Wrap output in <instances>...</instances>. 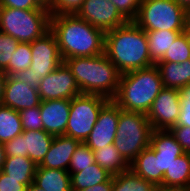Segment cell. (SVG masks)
Wrapping results in <instances>:
<instances>
[{
	"mask_svg": "<svg viewBox=\"0 0 190 191\" xmlns=\"http://www.w3.org/2000/svg\"><path fill=\"white\" fill-rule=\"evenodd\" d=\"M72 191H112V176L104 183H99L88 187L84 190H72Z\"/></svg>",
	"mask_w": 190,
	"mask_h": 191,
	"instance_id": "cell-41",
	"label": "cell"
},
{
	"mask_svg": "<svg viewBox=\"0 0 190 191\" xmlns=\"http://www.w3.org/2000/svg\"><path fill=\"white\" fill-rule=\"evenodd\" d=\"M80 143L67 135L54 136L48 152L37 167L68 171L72 154Z\"/></svg>",
	"mask_w": 190,
	"mask_h": 191,
	"instance_id": "cell-16",
	"label": "cell"
},
{
	"mask_svg": "<svg viewBox=\"0 0 190 191\" xmlns=\"http://www.w3.org/2000/svg\"><path fill=\"white\" fill-rule=\"evenodd\" d=\"M6 79H7V75L0 70V105H2V101H3Z\"/></svg>",
	"mask_w": 190,
	"mask_h": 191,
	"instance_id": "cell-42",
	"label": "cell"
},
{
	"mask_svg": "<svg viewBox=\"0 0 190 191\" xmlns=\"http://www.w3.org/2000/svg\"><path fill=\"white\" fill-rule=\"evenodd\" d=\"M153 184L135 174L130 168L112 176V191H150Z\"/></svg>",
	"mask_w": 190,
	"mask_h": 191,
	"instance_id": "cell-28",
	"label": "cell"
},
{
	"mask_svg": "<svg viewBox=\"0 0 190 191\" xmlns=\"http://www.w3.org/2000/svg\"><path fill=\"white\" fill-rule=\"evenodd\" d=\"M0 7H11L23 10L44 9L34 0H0Z\"/></svg>",
	"mask_w": 190,
	"mask_h": 191,
	"instance_id": "cell-40",
	"label": "cell"
},
{
	"mask_svg": "<svg viewBox=\"0 0 190 191\" xmlns=\"http://www.w3.org/2000/svg\"><path fill=\"white\" fill-rule=\"evenodd\" d=\"M181 92L164 87L146 114L153 130H170L176 125L180 115Z\"/></svg>",
	"mask_w": 190,
	"mask_h": 191,
	"instance_id": "cell-10",
	"label": "cell"
},
{
	"mask_svg": "<svg viewBox=\"0 0 190 191\" xmlns=\"http://www.w3.org/2000/svg\"><path fill=\"white\" fill-rule=\"evenodd\" d=\"M33 183L46 191H72L71 175L62 169L37 167Z\"/></svg>",
	"mask_w": 190,
	"mask_h": 191,
	"instance_id": "cell-21",
	"label": "cell"
},
{
	"mask_svg": "<svg viewBox=\"0 0 190 191\" xmlns=\"http://www.w3.org/2000/svg\"><path fill=\"white\" fill-rule=\"evenodd\" d=\"M133 21L145 31H184L185 7L175 0H141Z\"/></svg>",
	"mask_w": 190,
	"mask_h": 191,
	"instance_id": "cell-7",
	"label": "cell"
},
{
	"mask_svg": "<svg viewBox=\"0 0 190 191\" xmlns=\"http://www.w3.org/2000/svg\"><path fill=\"white\" fill-rule=\"evenodd\" d=\"M150 191H177V190L169 186H165L163 184H156L152 186Z\"/></svg>",
	"mask_w": 190,
	"mask_h": 191,
	"instance_id": "cell-43",
	"label": "cell"
},
{
	"mask_svg": "<svg viewBox=\"0 0 190 191\" xmlns=\"http://www.w3.org/2000/svg\"><path fill=\"white\" fill-rule=\"evenodd\" d=\"M180 115L175 126L190 127V84L180 90Z\"/></svg>",
	"mask_w": 190,
	"mask_h": 191,
	"instance_id": "cell-35",
	"label": "cell"
},
{
	"mask_svg": "<svg viewBox=\"0 0 190 191\" xmlns=\"http://www.w3.org/2000/svg\"><path fill=\"white\" fill-rule=\"evenodd\" d=\"M22 122L19 112L0 105V143H6L22 134Z\"/></svg>",
	"mask_w": 190,
	"mask_h": 191,
	"instance_id": "cell-27",
	"label": "cell"
},
{
	"mask_svg": "<svg viewBox=\"0 0 190 191\" xmlns=\"http://www.w3.org/2000/svg\"><path fill=\"white\" fill-rule=\"evenodd\" d=\"M85 0H51L50 15H73L78 12Z\"/></svg>",
	"mask_w": 190,
	"mask_h": 191,
	"instance_id": "cell-34",
	"label": "cell"
},
{
	"mask_svg": "<svg viewBox=\"0 0 190 191\" xmlns=\"http://www.w3.org/2000/svg\"><path fill=\"white\" fill-rule=\"evenodd\" d=\"M75 15L104 33L128 22L111 0H85Z\"/></svg>",
	"mask_w": 190,
	"mask_h": 191,
	"instance_id": "cell-12",
	"label": "cell"
},
{
	"mask_svg": "<svg viewBox=\"0 0 190 191\" xmlns=\"http://www.w3.org/2000/svg\"><path fill=\"white\" fill-rule=\"evenodd\" d=\"M32 62L30 43H19L12 54L8 66L3 70L6 75H16L20 71L27 70Z\"/></svg>",
	"mask_w": 190,
	"mask_h": 191,
	"instance_id": "cell-29",
	"label": "cell"
},
{
	"mask_svg": "<svg viewBox=\"0 0 190 191\" xmlns=\"http://www.w3.org/2000/svg\"><path fill=\"white\" fill-rule=\"evenodd\" d=\"M39 107L43 130L53 136L64 135L70 115L71 100L41 101Z\"/></svg>",
	"mask_w": 190,
	"mask_h": 191,
	"instance_id": "cell-15",
	"label": "cell"
},
{
	"mask_svg": "<svg viewBox=\"0 0 190 191\" xmlns=\"http://www.w3.org/2000/svg\"><path fill=\"white\" fill-rule=\"evenodd\" d=\"M153 128L145 113L125 111L120 108L114 146L130 164L150 146Z\"/></svg>",
	"mask_w": 190,
	"mask_h": 191,
	"instance_id": "cell-6",
	"label": "cell"
},
{
	"mask_svg": "<svg viewBox=\"0 0 190 191\" xmlns=\"http://www.w3.org/2000/svg\"><path fill=\"white\" fill-rule=\"evenodd\" d=\"M71 190H84L93 185L106 182L112 175L96 162L82 168V171L70 173Z\"/></svg>",
	"mask_w": 190,
	"mask_h": 191,
	"instance_id": "cell-25",
	"label": "cell"
},
{
	"mask_svg": "<svg viewBox=\"0 0 190 191\" xmlns=\"http://www.w3.org/2000/svg\"><path fill=\"white\" fill-rule=\"evenodd\" d=\"M38 88L22 82L15 75H7L2 105L18 112L40 105Z\"/></svg>",
	"mask_w": 190,
	"mask_h": 191,
	"instance_id": "cell-14",
	"label": "cell"
},
{
	"mask_svg": "<svg viewBox=\"0 0 190 191\" xmlns=\"http://www.w3.org/2000/svg\"><path fill=\"white\" fill-rule=\"evenodd\" d=\"M182 32L184 31H145L148 40L149 56L155 65L163 59L171 44Z\"/></svg>",
	"mask_w": 190,
	"mask_h": 191,
	"instance_id": "cell-24",
	"label": "cell"
},
{
	"mask_svg": "<svg viewBox=\"0 0 190 191\" xmlns=\"http://www.w3.org/2000/svg\"><path fill=\"white\" fill-rule=\"evenodd\" d=\"M18 42L12 36L0 32V70L3 71L9 64L13 52L18 47Z\"/></svg>",
	"mask_w": 190,
	"mask_h": 191,
	"instance_id": "cell-33",
	"label": "cell"
},
{
	"mask_svg": "<svg viewBox=\"0 0 190 191\" xmlns=\"http://www.w3.org/2000/svg\"><path fill=\"white\" fill-rule=\"evenodd\" d=\"M30 48L32 52L30 67L15 76L31 87L38 88L42 78L55 70L63 62V59L56 37L51 30L31 42Z\"/></svg>",
	"mask_w": 190,
	"mask_h": 191,
	"instance_id": "cell-8",
	"label": "cell"
},
{
	"mask_svg": "<svg viewBox=\"0 0 190 191\" xmlns=\"http://www.w3.org/2000/svg\"><path fill=\"white\" fill-rule=\"evenodd\" d=\"M94 152L95 162L112 176L122 173L129 169V164L118 152L114 144L97 149Z\"/></svg>",
	"mask_w": 190,
	"mask_h": 191,
	"instance_id": "cell-26",
	"label": "cell"
},
{
	"mask_svg": "<svg viewBox=\"0 0 190 191\" xmlns=\"http://www.w3.org/2000/svg\"><path fill=\"white\" fill-rule=\"evenodd\" d=\"M163 185L177 191H190V155L178 156L163 176Z\"/></svg>",
	"mask_w": 190,
	"mask_h": 191,
	"instance_id": "cell-20",
	"label": "cell"
},
{
	"mask_svg": "<svg viewBox=\"0 0 190 191\" xmlns=\"http://www.w3.org/2000/svg\"><path fill=\"white\" fill-rule=\"evenodd\" d=\"M26 191H46V190L38 187L34 183H31L30 185L27 186Z\"/></svg>",
	"mask_w": 190,
	"mask_h": 191,
	"instance_id": "cell-47",
	"label": "cell"
},
{
	"mask_svg": "<svg viewBox=\"0 0 190 191\" xmlns=\"http://www.w3.org/2000/svg\"><path fill=\"white\" fill-rule=\"evenodd\" d=\"M24 135V152L37 165L44 159L48 152L54 136L45 132L39 131H23Z\"/></svg>",
	"mask_w": 190,
	"mask_h": 191,
	"instance_id": "cell-22",
	"label": "cell"
},
{
	"mask_svg": "<svg viewBox=\"0 0 190 191\" xmlns=\"http://www.w3.org/2000/svg\"><path fill=\"white\" fill-rule=\"evenodd\" d=\"M41 101L68 99L81 94L70 68L62 62L49 75L43 77L38 85Z\"/></svg>",
	"mask_w": 190,
	"mask_h": 191,
	"instance_id": "cell-11",
	"label": "cell"
},
{
	"mask_svg": "<svg viewBox=\"0 0 190 191\" xmlns=\"http://www.w3.org/2000/svg\"><path fill=\"white\" fill-rule=\"evenodd\" d=\"M36 168L37 164L28 156L6 157L2 172L28 186L33 183Z\"/></svg>",
	"mask_w": 190,
	"mask_h": 191,
	"instance_id": "cell-23",
	"label": "cell"
},
{
	"mask_svg": "<svg viewBox=\"0 0 190 191\" xmlns=\"http://www.w3.org/2000/svg\"><path fill=\"white\" fill-rule=\"evenodd\" d=\"M6 160V154L3 143H0V171H2L4 162Z\"/></svg>",
	"mask_w": 190,
	"mask_h": 191,
	"instance_id": "cell-45",
	"label": "cell"
},
{
	"mask_svg": "<svg viewBox=\"0 0 190 191\" xmlns=\"http://www.w3.org/2000/svg\"><path fill=\"white\" fill-rule=\"evenodd\" d=\"M104 53L121 74L155 65L145 30L134 21L105 33Z\"/></svg>",
	"mask_w": 190,
	"mask_h": 191,
	"instance_id": "cell-2",
	"label": "cell"
},
{
	"mask_svg": "<svg viewBox=\"0 0 190 191\" xmlns=\"http://www.w3.org/2000/svg\"><path fill=\"white\" fill-rule=\"evenodd\" d=\"M190 31V5L185 7V30Z\"/></svg>",
	"mask_w": 190,
	"mask_h": 191,
	"instance_id": "cell-44",
	"label": "cell"
},
{
	"mask_svg": "<svg viewBox=\"0 0 190 191\" xmlns=\"http://www.w3.org/2000/svg\"><path fill=\"white\" fill-rule=\"evenodd\" d=\"M27 186L20 180L10 178L9 175L0 171V191H26Z\"/></svg>",
	"mask_w": 190,
	"mask_h": 191,
	"instance_id": "cell-39",
	"label": "cell"
},
{
	"mask_svg": "<svg viewBox=\"0 0 190 191\" xmlns=\"http://www.w3.org/2000/svg\"><path fill=\"white\" fill-rule=\"evenodd\" d=\"M150 147L158 153L159 170L163 174L178 156L185 153L170 130H153Z\"/></svg>",
	"mask_w": 190,
	"mask_h": 191,
	"instance_id": "cell-17",
	"label": "cell"
},
{
	"mask_svg": "<svg viewBox=\"0 0 190 191\" xmlns=\"http://www.w3.org/2000/svg\"><path fill=\"white\" fill-rule=\"evenodd\" d=\"M50 11L0 7V32L21 43H31L50 30Z\"/></svg>",
	"mask_w": 190,
	"mask_h": 191,
	"instance_id": "cell-5",
	"label": "cell"
},
{
	"mask_svg": "<svg viewBox=\"0 0 190 191\" xmlns=\"http://www.w3.org/2000/svg\"><path fill=\"white\" fill-rule=\"evenodd\" d=\"M129 168L153 185L163 183L164 174L159 170L158 153L150 146L137 155L129 164Z\"/></svg>",
	"mask_w": 190,
	"mask_h": 191,
	"instance_id": "cell-18",
	"label": "cell"
},
{
	"mask_svg": "<svg viewBox=\"0 0 190 191\" xmlns=\"http://www.w3.org/2000/svg\"><path fill=\"white\" fill-rule=\"evenodd\" d=\"M93 163H95L94 152L85 143H80L72 154L68 172L82 171V168H86Z\"/></svg>",
	"mask_w": 190,
	"mask_h": 191,
	"instance_id": "cell-31",
	"label": "cell"
},
{
	"mask_svg": "<svg viewBox=\"0 0 190 191\" xmlns=\"http://www.w3.org/2000/svg\"><path fill=\"white\" fill-rule=\"evenodd\" d=\"M40 7L49 10L51 6V0H34Z\"/></svg>",
	"mask_w": 190,
	"mask_h": 191,
	"instance_id": "cell-46",
	"label": "cell"
},
{
	"mask_svg": "<svg viewBox=\"0 0 190 191\" xmlns=\"http://www.w3.org/2000/svg\"><path fill=\"white\" fill-rule=\"evenodd\" d=\"M187 59H190V48L187 42V37L185 33L182 32L171 44L160 62L183 63Z\"/></svg>",
	"mask_w": 190,
	"mask_h": 191,
	"instance_id": "cell-30",
	"label": "cell"
},
{
	"mask_svg": "<svg viewBox=\"0 0 190 191\" xmlns=\"http://www.w3.org/2000/svg\"><path fill=\"white\" fill-rule=\"evenodd\" d=\"M186 37H187V42H188V45H189V48H190V31H184Z\"/></svg>",
	"mask_w": 190,
	"mask_h": 191,
	"instance_id": "cell-49",
	"label": "cell"
},
{
	"mask_svg": "<svg viewBox=\"0 0 190 191\" xmlns=\"http://www.w3.org/2000/svg\"><path fill=\"white\" fill-rule=\"evenodd\" d=\"M177 142L182 146L185 153L190 155V127L173 126L170 129Z\"/></svg>",
	"mask_w": 190,
	"mask_h": 191,
	"instance_id": "cell-38",
	"label": "cell"
},
{
	"mask_svg": "<svg viewBox=\"0 0 190 191\" xmlns=\"http://www.w3.org/2000/svg\"><path fill=\"white\" fill-rule=\"evenodd\" d=\"M156 66L164 87L181 90L190 84V59L183 63L158 62Z\"/></svg>",
	"mask_w": 190,
	"mask_h": 191,
	"instance_id": "cell-19",
	"label": "cell"
},
{
	"mask_svg": "<svg viewBox=\"0 0 190 191\" xmlns=\"http://www.w3.org/2000/svg\"><path fill=\"white\" fill-rule=\"evenodd\" d=\"M178 4L182 5L183 7H186L187 5H190V0H175Z\"/></svg>",
	"mask_w": 190,
	"mask_h": 191,
	"instance_id": "cell-48",
	"label": "cell"
},
{
	"mask_svg": "<svg viewBox=\"0 0 190 191\" xmlns=\"http://www.w3.org/2000/svg\"><path fill=\"white\" fill-rule=\"evenodd\" d=\"M109 99L93 94H80L71 99L70 115L64 135L84 143L97 121L101 108Z\"/></svg>",
	"mask_w": 190,
	"mask_h": 191,
	"instance_id": "cell-9",
	"label": "cell"
},
{
	"mask_svg": "<svg viewBox=\"0 0 190 191\" xmlns=\"http://www.w3.org/2000/svg\"><path fill=\"white\" fill-rule=\"evenodd\" d=\"M23 131L43 130L40 107L23 109L19 112Z\"/></svg>",
	"mask_w": 190,
	"mask_h": 191,
	"instance_id": "cell-32",
	"label": "cell"
},
{
	"mask_svg": "<svg viewBox=\"0 0 190 191\" xmlns=\"http://www.w3.org/2000/svg\"><path fill=\"white\" fill-rule=\"evenodd\" d=\"M54 33L63 62L71 57H92L104 53L105 33L73 15L51 16Z\"/></svg>",
	"mask_w": 190,
	"mask_h": 191,
	"instance_id": "cell-1",
	"label": "cell"
},
{
	"mask_svg": "<svg viewBox=\"0 0 190 191\" xmlns=\"http://www.w3.org/2000/svg\"><path fill=\"white\" fill-rule=\"evenodd\" d=\"M111 2L128 21L136 18L141 4V0H111Z\"/></svg>",
	"mask_w": 190,
	"mask_h": 191,
	"instance_id": "cell-36",
	"label": "cell"
},
{
	"mask_svg": "<svg viewBox=\"0 0 190 191\" xmlns=\"http://www.w3.org/2000/svg\"><path fill=\"white\" fill-rule=\"evenodd\" d=\"M164 88L156 65L121 74L113 101L125 111L147 114L152 102Z\"/></svg>",
	"mask_w": 190,
	"mask_h": 191,
	"instance_id": "cell-4",
	"label": "cell"
},
{
	"mask_svg": "<svg viewBox=\"0 0 190 191\" xmlns=\"http://www.w3.org/2000/svg\"><path fill=\"white\" fill-rule=\"evenodd\" d=\"M120 107L109 100L100 110L97 121L85 140V144L92 150L113 144L116 138Z\"/></svg>",
	"mask_w": 190,
	"mask_h": 191,
	"instance_id": "cell-13",
	"label": "cell"
},
{
	"mask_svg": "<svg viewBox=\"0 0 190 191\" xmlns=\"http://www.w3.org/2000/svg\"><path fill=\"white\" fill-rule=\"evenodd\" d=\"M64 62L70 68L81 94L114 99L121 73L105 53L92 57H71Z\"/></svg>",
	"mask_w": 190,
	"mask_h": 191,
	"instance_id": "cell-3",
	"label": "cell"
},
{
	"mask_svg": "<svg viewBox=\"0 0 190 191\" xmlns=\"http://www.w3.org/2000/svg\"><path fill=\"white\" fill-rule=\"evenodd\" d=\"M6 157L27 156L24 152V135L20 134L14 139L4 143Z\"/></svg>",
	"mask_w": 190,
	"mask_h": 191,
	"instance_id": "cell-37",
	"label": "cell"
}]
</instances>
